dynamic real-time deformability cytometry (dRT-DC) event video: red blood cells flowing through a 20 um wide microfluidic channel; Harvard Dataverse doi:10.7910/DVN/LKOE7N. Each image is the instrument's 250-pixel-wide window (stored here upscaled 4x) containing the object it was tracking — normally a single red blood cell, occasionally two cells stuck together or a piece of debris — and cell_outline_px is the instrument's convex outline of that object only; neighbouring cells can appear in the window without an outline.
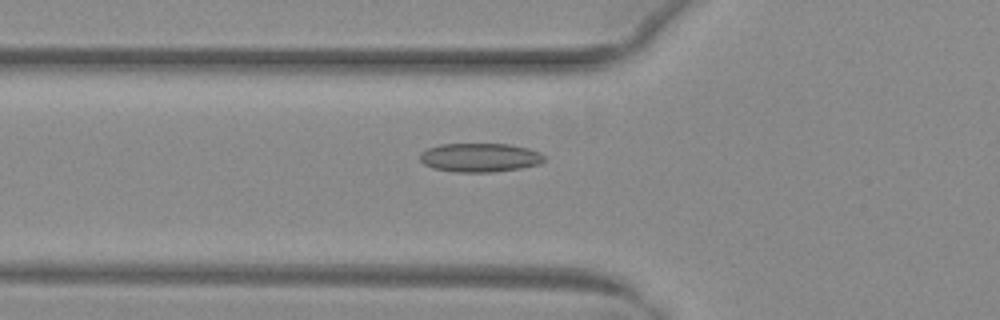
{"species": "common noctule bat (a hibernating species)", "species_latin": "Nyctalus noctula", "temperature_condition": "warm", "stored_images_in_passage": 35, "camera_frame_rate_fps": 3000, "um_per_image_px": 0.085, "animal": {"sex": "female", "body_mass_g": 29.2, "forearm_length_mm": 56.3}, "frame": {"image": 1, "passage_image": 2, "time_ms": 0.333, "image_size_px": [1000, 320], "cell_outline_px": [[544, 160], [540, 164], [520, 168], [492, 172], [456, 172], [432, 168], [424, 164], [420, 160], [420, 152], [428, 148], [440, 144], [508, 144], [528, 148], [540, 152], [544, 156]], "centroid_in_image_um": [40.78, 13.39], "position_along_channel_um": 85.0, "area_um2": 20.92}}
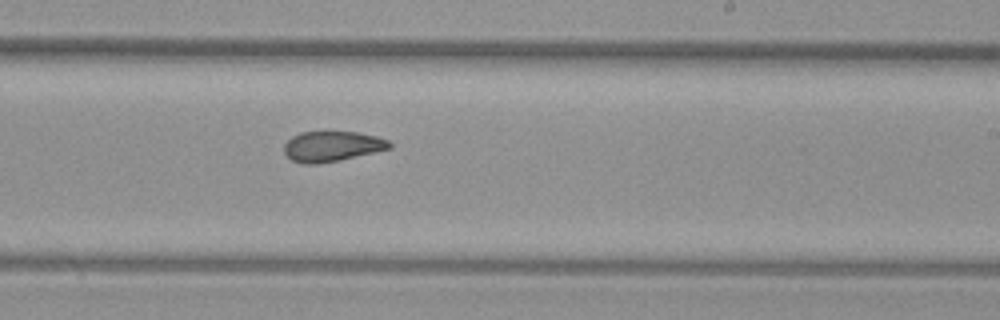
{"frame": {"image": 2, "passage_image": 15, "time_ms": 4.667, "image_size_px": [1000, 320], "cell_outline_px": [[392, 148], [340, 160], [320, 164], [304, 164], [292, 160], [284, 152], [284, 144], [292, 136], [300, 132], [356, 132], [376, 136], [388, 140], [392, 144]], "centroid_in_image_um": [28.22, 12.44], "position_along_channel_um": 260.8, "area_um2": 18.61}}
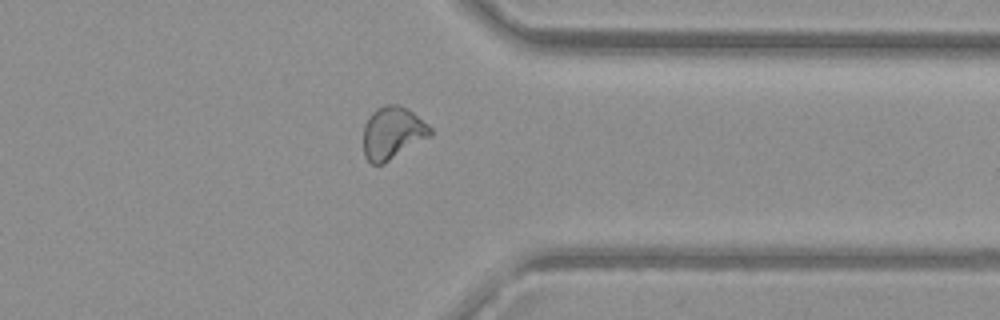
{"frame": {"image": 3, "passage_image": 24, "time_ms": 7.667, "image_size_px": [1000, 320], "cell_outline_px": [[432, 136], [384, 164], [372, 164], [364, 156], [364, 124], [368, 116], [376, 108], [384, 104], [400, 104], [408, 108], [428, 124], [432, 128]], "centroid_in_image_um": [33.38, 11.28], "position_along_channel_um": 378.0, "area_um2": 20.87}, "authors_computed_cell_mechanics": {"area_um2": 19.652, "velocity_mm_per_s": 4.05, "shape_relaxation_time_tau1_ms": null, "shape_relaxation_time_tau2_ms": 2.4143, "deformation_change_tau1": null, "deformation_change_tau2": 0.0787}}